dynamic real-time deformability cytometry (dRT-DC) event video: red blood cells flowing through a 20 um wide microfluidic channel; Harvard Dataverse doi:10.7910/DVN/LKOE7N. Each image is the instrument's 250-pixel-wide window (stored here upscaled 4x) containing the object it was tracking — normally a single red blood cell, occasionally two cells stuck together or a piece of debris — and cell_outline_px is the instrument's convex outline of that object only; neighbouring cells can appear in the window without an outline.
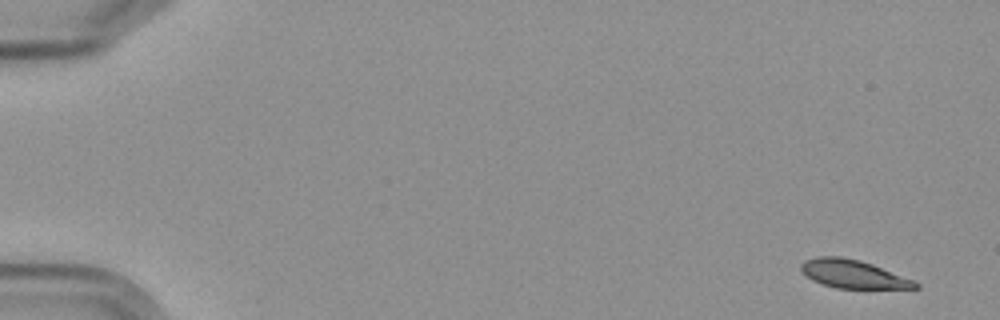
{"species": "Egyptian fruit bat (a non-hibernating species)", "species_latin": "Rousettus aegyptiacus", "temperature_condition": "cold", "stored_images_in_passage": 6, "camera_frame_rate_fps": 3000, "um_per_image_px": 0.085, "frame": {"image": 1, "passage_image": 1, "time_ms": 0.0, "image_size_px": [1000, 320], "cell_outline_px": [[920, 288], [836, 288], [812, 280], [800, 268], [800, 264], [804, 260], [816, 256], [840, 256], [860, 260], [872, 264], [916, 280], [920, 284]], "centroid_in_image_um": [72.54, 23.28], "position_along_channel_um": 12.5, "area_um2": 18.84}}
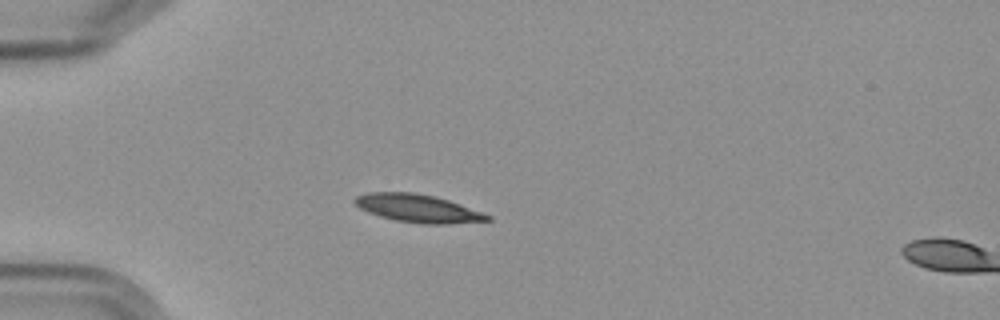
{"frame": {"image": 2, "passage_image": 5, "time_ms": 4.667, "image_size_px": [1000, 320], "cell_outline_px": [[492, 220], [448, 224], [420, 224], [396, 220], [380, 216], [368, 212], [360, 208], [352, 200], [356, 196], [368, 192], [412, 192], [436, 196], [460, 204], [492, 216]], "centroid_in_image_um": [35.52, 17.71], "position_along_channel_um": 49.5, "area_um2": 21.62}}